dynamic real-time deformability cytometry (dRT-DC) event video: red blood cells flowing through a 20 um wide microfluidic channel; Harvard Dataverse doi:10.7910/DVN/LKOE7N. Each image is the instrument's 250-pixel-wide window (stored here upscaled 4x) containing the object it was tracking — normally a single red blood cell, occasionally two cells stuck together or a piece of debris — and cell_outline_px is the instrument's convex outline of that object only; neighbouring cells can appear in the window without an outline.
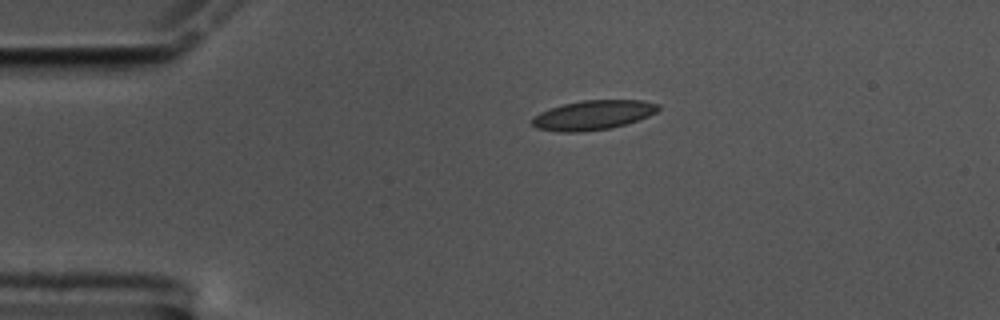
{"species": "common noctule bat (a hibernating species)", "species_latin": "Nyctalus noctula", "temperature_condition": "cold", "stored_images_in_passage": 46, "camera_frame_rate_fps": 3000, "um_per_image_px": 0.085, "animal": {"sex": "male", "body_mass_g": 17.5, "forearm_length_mm": 52.3}, "frame": {"image": 1, "passage_image": 1, "time_ms": 0.0, "image_size_px": [1000, 320], "cell_outline_px": [[660, 108], [656, 112], [648, 116], [612, 128], [580, 132], [556, 132], [536, 128], [532, 124], [532, 120], [540, 112], [564, 104], [580, 100], [644, 100], [660, 104]], "centroid_in_image_um": [50.43, 9.78], "position_along_channel_um": 34.6, "area_um2": 21.62}}
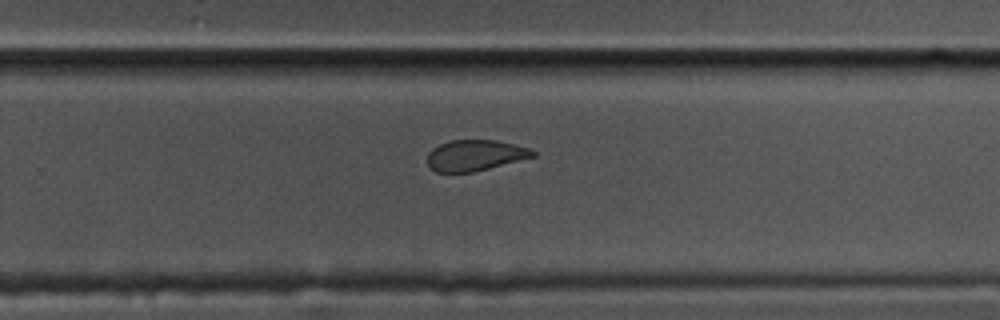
{"frame": {"image": 2, "passage_image": 26, "time_ms": 8.333, "image_size_px": [1000, 320], "cell_outline_px": [[536, 156], [472, 172], [436, 172], [428, 164], [428, 152], [432, 148], [448, 140], [496, 140], [528, 148], [536, 152]], "centroid_in_image_um": [40.36, 13.19], "position_along_channel_um": 289.4, "area_um2": 18.79}}
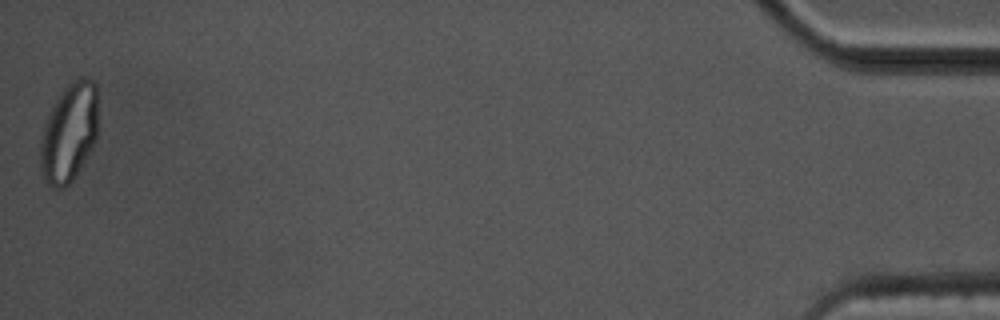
{"frame": {"image": 3, "passage_image": 46, "time_ms": 15.0, "image_size_px": [1000, 320], "cell_outline_px": [[96, 140], [92, 148], [76, 176], [64, 188], [52, 188], [44, 180], [40, 168], [40, 140], [44, 124], [52, 104], [64, 88], [72, 80], [80, 76], [84, 76], [92, 80], [96, 84]], "centroid_in_image_um": [5.85, 11.28], "position_along_channel_um": 429.4, "area_um2": 33.47}, "authors_computed_cell_mechanics": {"area_um2": 21.1837, "velocity_mm_per_s": 3.5218, "shape_relaxation_time_tau1_ms": null, "shape_relaxation_time_tau2_ms": 1.7505, "deformation_change_tau1": null, "deformation_change_tau2": 0.0588}}